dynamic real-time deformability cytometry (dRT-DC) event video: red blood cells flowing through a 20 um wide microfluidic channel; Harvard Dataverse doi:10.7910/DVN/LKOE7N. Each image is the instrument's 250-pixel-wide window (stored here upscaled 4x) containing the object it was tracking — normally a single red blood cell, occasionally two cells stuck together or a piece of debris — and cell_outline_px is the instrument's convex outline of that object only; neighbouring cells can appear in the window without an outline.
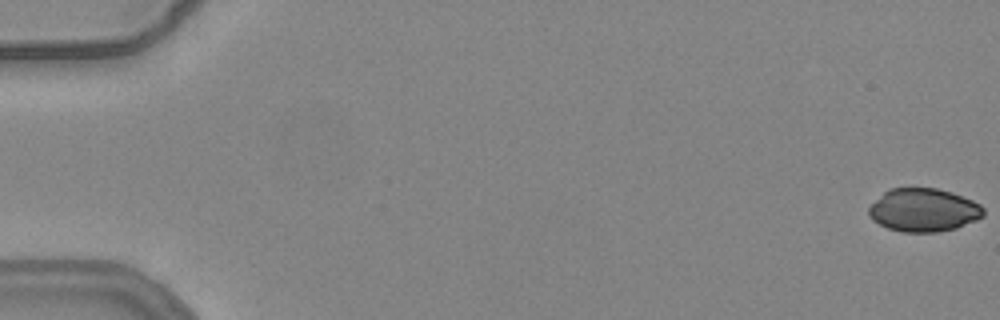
{"species": "common noctule bat (a hibernating species)", "species_latin": "Nyctalus noctula", "temperature_condition": "warm", "stored_images_in_passage": 4, "camera_frame_rate_fps": 3000, "um_per_image_px": 0.085, "animal": {"sex": "female", "body_mass_g": 24.6, "forearm_length_mm": 56.2}, "frame": {"image": 1, "passage_image": 1, "time_ms": 0.0, "image_size_px": [1000, 320], "cell_outline_px": [[984, 216], [976, 220], [956, 228], [936, 232], [900, 232], [888, 228], [872, 220], [868, 216], [868, 208], [888, 188], [936, 188], [952, 192], [972, 200], [980, 204], [984, 208]], "centroid_in_image_um": [78.5, 17.86], "position_along_channel_um": 6.5, "area_um2": 28.96}}